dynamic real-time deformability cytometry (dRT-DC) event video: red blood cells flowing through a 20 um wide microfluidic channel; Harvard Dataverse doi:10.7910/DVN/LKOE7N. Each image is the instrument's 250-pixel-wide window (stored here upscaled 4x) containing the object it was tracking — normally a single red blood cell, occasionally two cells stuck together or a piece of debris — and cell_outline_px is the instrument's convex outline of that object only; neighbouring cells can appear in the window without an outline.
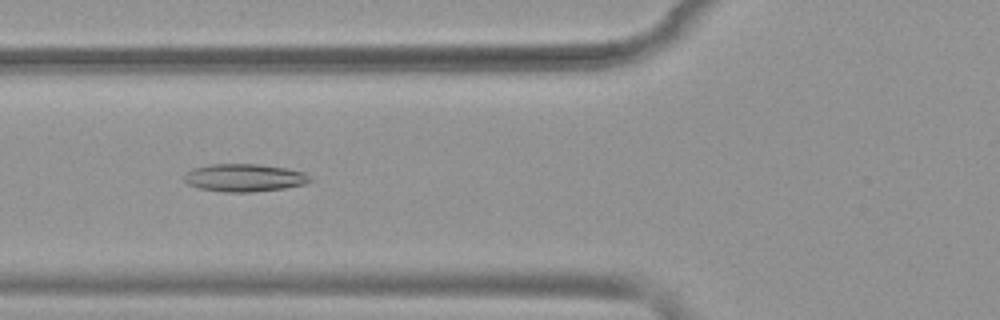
{"species": "common noctule bat (a hibernating species)", "species_latin": "Nyctalus noctula", "temperature_condition": "warm", "stored_images_in_passage": 52, "camera_frame_rate_fps": 3000, "um_per_image_px": 0.085, "animal": {"sex": "female", "body_mass_g": 19.9}, "frame": {"image": 1, "passage_image": 20, "time_ms": 6.333, "image_size_px": [1000, 320], "cell_outline_px": [[312, 180], [304, 184], [284, 188], [252, 192], [224, 192], [196, 188], [188, 184], [184, 180], [184, 172], [192, 168], [208, 164], [260, 164], [288, 168], [304, 172]], "centroid_in_image_um": [20.72, 15.1], "position_along_channel_um": 105.1, "area_um2": 20.58}}
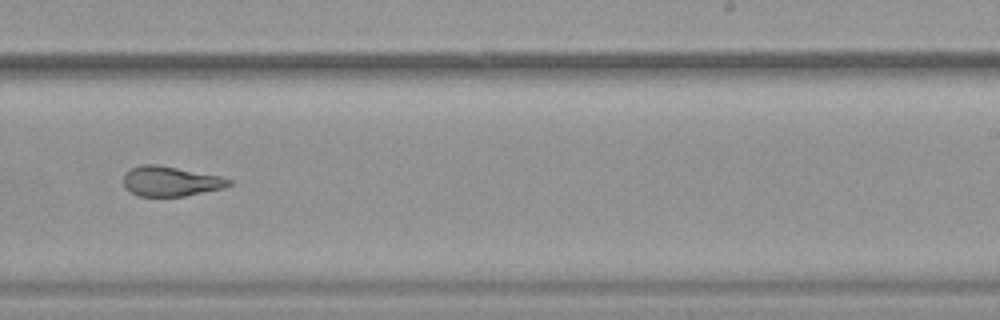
{"frame": {"image": 2, "passage_image": 33, "time_ms": 10.667, "image_size_px": [1000, 320], "cell_outline_px": [[232, 184], [224, 188], [184, 196], [136, 196], [128, 192], [124, 188], [124, 172], [140, 164], [156, 164], [220, 176], [232, 180]], "centroid_in_image_um": [14.46, 15.41], "position_along_channel_um": 274.5, "area_um2": 18.5}}
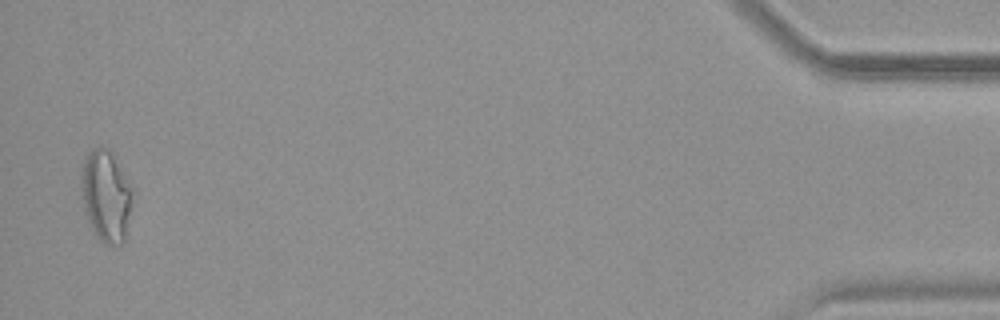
{"frame": {"image": 3, "passage_image": 51, "time_ms": 16.667, "image_size_px": [1000, 320], "cell_outline_px": [[132, 204], [124, 240], [120, 244], [104, 244], [92, 232], [84, 212], [80, 196], [80, 168], [88, 152], [92, 148], [108, 148], [112, 152], [132, 188]], "centroid_in_image_um": [8.96, 16.65], "position_along_channel_um": 426.2, "area_um2": 27.8}, "authors_computed_cell_mechanics": {"area_um2": 21.5305, "velocity_mm_per_s": 3.9222, "shape_relaxation_time_tau1_ms": null, "shape_relaxation_time_tau2_ms": 2.0206, "deformation_change_tau1": null, "deformation_change_tau2": 0.1091}}